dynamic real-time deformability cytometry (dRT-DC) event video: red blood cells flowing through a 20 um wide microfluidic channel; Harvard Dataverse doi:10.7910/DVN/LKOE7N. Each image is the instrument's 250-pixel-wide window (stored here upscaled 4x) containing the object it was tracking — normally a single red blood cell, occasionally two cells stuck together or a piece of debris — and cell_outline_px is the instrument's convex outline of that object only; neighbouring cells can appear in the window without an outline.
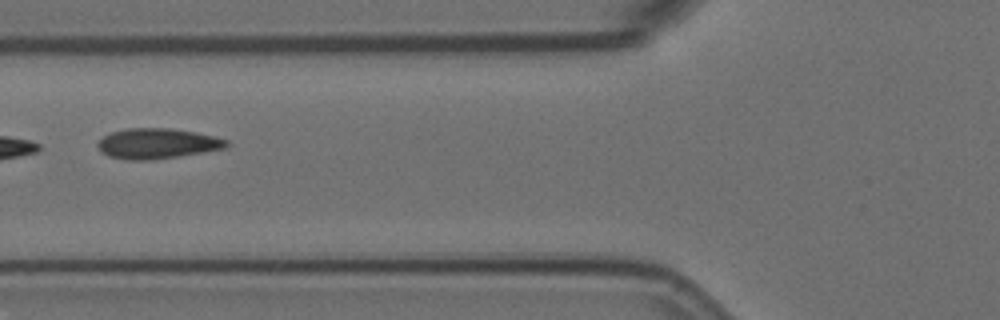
{"species": "Egyptian fruit bat (a non-hibernating species)", "species_latin": "Rousettus aegyptiacus", "temperature_condition": "room temperature", "stored_images_in_passage": 4, "camera_frame_rate_fps": 3000, "um_per_image_px": 0.085, "animal": {"sex": "female"}, "frame": {"image": 1, "passage_image": 3, "time_ms": 0.667, "image_size_px": [1000, 320], "cell_outline_px": [[228, 144], [224, 148], [180, 156], [148, 160], [128, 160], [108, 156], [96, 144], [104, 136], [112, 132], [128, 128], [172, 128], [196, 132], [228, 140]], "centroid_in_image_um": [13.36, 12.19], "position_along_channel_um": 112.4, "area_um2": 22.48}}
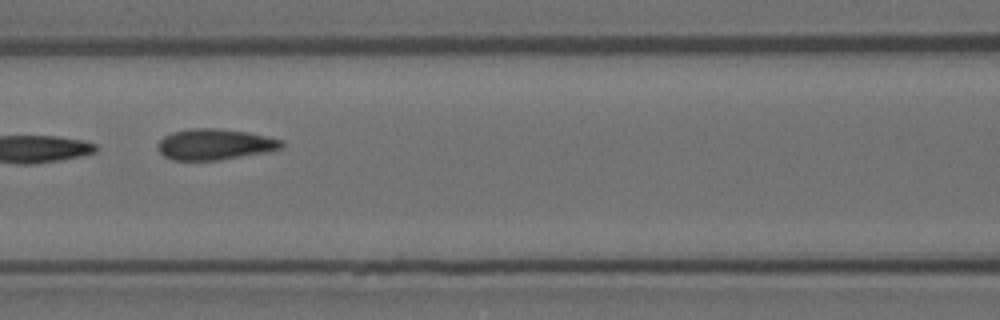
{"frame": {"image": 2, "passage_image": 4, "time_ms": 1.0, "image_size_px": [1000, 320], "cell_outline_px": [[284, 148], [264, 152], [216, 160], [172, 160], [164, 156], [160, 152], [156, 144], [164, 136], [172, 132], [192, 128], [216, 128], [244, 132], [284, 140]], "centroid_in_image_um": [18.23, 12.27], "position_along_channel_um": 148.4, "area_um2": 22.08}}